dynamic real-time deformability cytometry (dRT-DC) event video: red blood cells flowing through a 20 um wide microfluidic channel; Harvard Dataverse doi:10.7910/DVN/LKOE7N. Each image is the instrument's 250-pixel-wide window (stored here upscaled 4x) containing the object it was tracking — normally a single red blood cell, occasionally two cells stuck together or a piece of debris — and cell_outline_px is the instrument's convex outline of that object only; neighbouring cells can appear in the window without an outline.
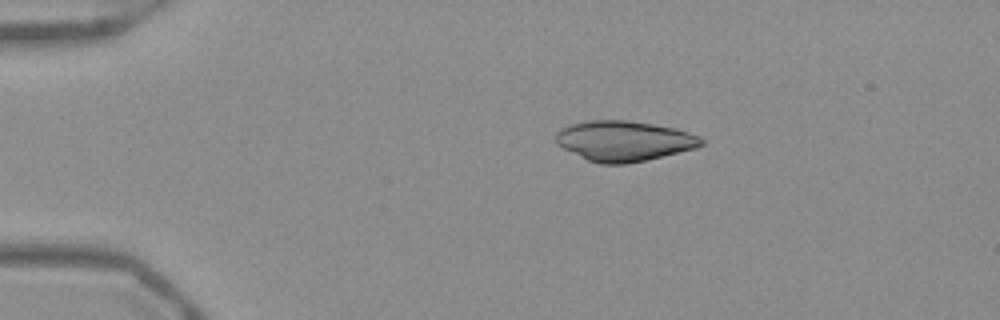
{"species": "Egyptian fruit bat (a non-hibernating species)", "species_latin": "Rousettus aegyptiacus", "temperature_condition": "warm", "stored_images_in_passage": 43, "camera_frame_rate_fps": 3000, "um_per_image_px": 0.085, "frame": {"image": 1, "passage_image": 1, "time_ms": 0.0, "image_size_px": [1000, 320], "cell_outline_px": [[704, 144], [696, 148], [628, 164], [600, 164], [588, 160], [556, 144], [556, 132], [560, 128], [568, 124], [588, 120], [628, 120], [676, 128], [700, 136], [704, 140]], "centroid_in_image_um": [53.03, 11.97], "position_along_channel_um": 32.0, "area_um2": 34.22}}
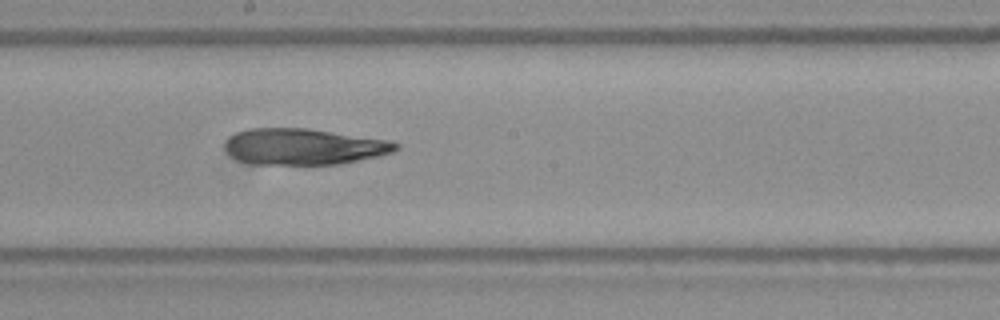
{"frame": {"image": 2, "passage_image": 20, "time_ms": 6.333, "image_size_px": [1000, 320], "cell_outline_px": [[400, 148], [392, 152], [376, 156], [340, 164], [248, 164], [236, 160], [224, 148], [224, 144], [236, 132], [248, 128], [308, 128], [392, 140], [400, 144]], "centroid_in_image_um": [25.83, 12.46], "position_along_channel_um": 222.4, "area_um2": 36.24}}
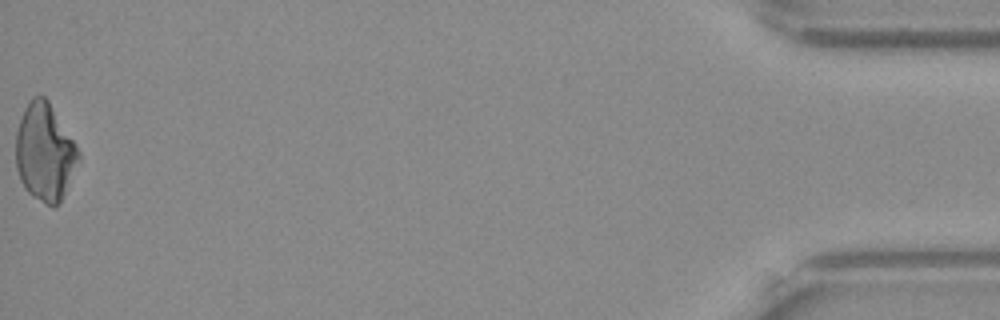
{"frame": {"image": 3, "passage_image": 43, "time_ms": 14.0, "image_size_px": [1000, 320], "cell_outline_px": [[80, 160], [60, 204], [52, 208], [32, 196], [24, 188], [20, 180], [16, 168], [16, 132], [24, 108], [28, 100], [32, 96], [44, 96], [48, 100], [80, 152]], "centroid_in_image_um": [3.8, 12.97], "position_along_channel_um": 431.4, "area_um2": 35.78}}